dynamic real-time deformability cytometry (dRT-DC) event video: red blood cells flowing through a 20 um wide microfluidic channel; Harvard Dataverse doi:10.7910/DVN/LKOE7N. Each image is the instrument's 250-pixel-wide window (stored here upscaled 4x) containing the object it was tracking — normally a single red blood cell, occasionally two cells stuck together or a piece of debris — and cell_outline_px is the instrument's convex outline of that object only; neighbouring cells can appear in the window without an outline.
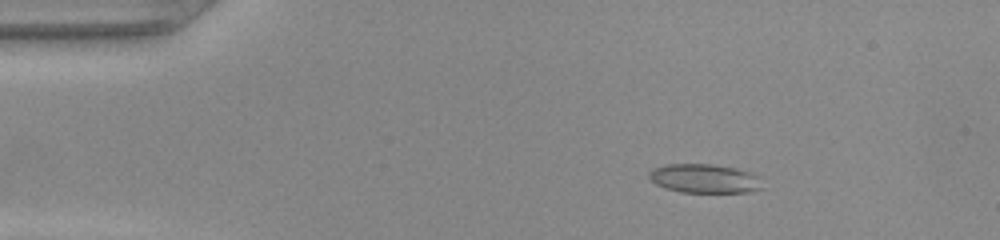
{"species": "common noctule bat (a hibernating species)", "species_latin": "Nyctalus noctula", "temperature_condition": "warm", "stored_images_in_passage": 49, "camera_frame_rate_fps": 3000, "um_per_image_px": 0.085, "animal": {"sex": "female", "body_mass_g": 22.0, "forearm_length_mm": 56.7}, "frame": {"image": 1, "passage_image": 8, "time_ms": 2.333, "image_size_px": [1000, 240], "cell_outline_px": [[764, 188], [748, 192], [680, 192], [664, 188], [656, 184], [648, 176], [648, 172], [652, 168], [664, 164], [712, 164], [736, 168], [748, 172], [756, 176]], "centroid_in_image_um": [59.83, 15.17], "position_along_channel_um": 25.2, "area_um2": 19.13}}
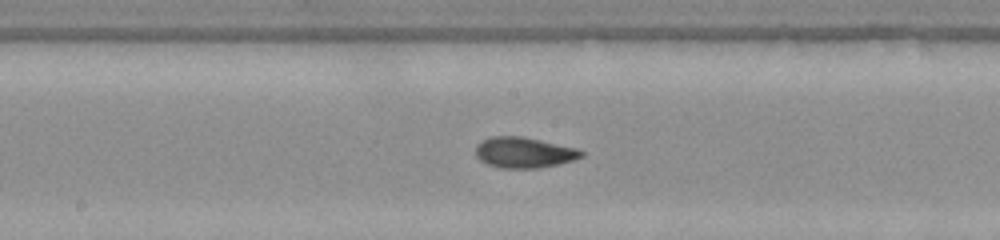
{"frame": {"image": 2, "passage_image": 26, "time_ms": 8.333, "image_size_px": [1000, 240], "cell_outline_px": [[584, 156], [572, 160], [540, 168], [500, 168], [488, 164], [480, 160], [476, 156], [476, 144], [480, 140], [492, 136], [520, 136], [540, 140], [576, 148], [584, 152]], "centroid_in_image_um": [44.5, 12.96], "position_along_channel_um": 203.7, "area_um2": 18.84}}
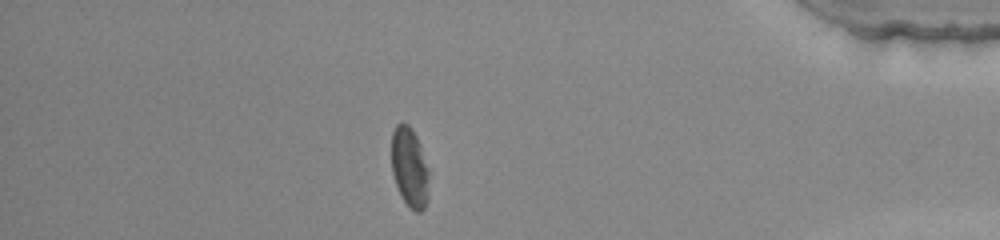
{"frame": {"image": 3, "passage_image": 43, "time_ms": 14.0, "image_size_px": [1000, 240], "cell_outline_px": [[428, 200], [424, 208], [420, 212], [416, 212], [400, 196], [392, 172], [392, 132], [396, 124], [400, 120], [404, 120], [408, 124], [416, 136], [428, 168]], "centroid_in_image_um": [34.8, 14.2], "position_along_channel_um": 400.4, "area_um2": 17.4}}